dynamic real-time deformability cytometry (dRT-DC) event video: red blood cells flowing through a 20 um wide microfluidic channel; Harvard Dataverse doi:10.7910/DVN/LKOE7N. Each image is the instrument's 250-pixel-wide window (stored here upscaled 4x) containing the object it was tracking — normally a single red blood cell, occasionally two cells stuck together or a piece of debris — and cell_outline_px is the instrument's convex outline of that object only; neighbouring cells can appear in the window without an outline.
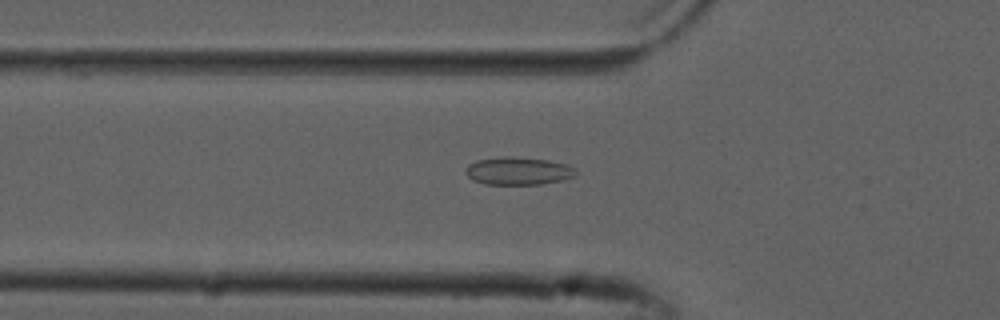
{"species": "common noctule bat (a hibernating species)", "species_latin": "Nyctalus noctula", "temperature_condition": "cold", "stored_images_in_passage": 42, "camera_frame_rate_fps": 3000, "um_per_image_px": 0.085, "animal": {"sex": "male", "forearm_length_mm": 52.5}, "frame": {"image": 1, "passage_image": 7, "time_ms": 2.0, "image_size_px": [1000, 320], "cell_outline_px": [[576, 176], [560, 180], [540, 184], [484, 184], [472, 180], [464, 172], [468, 164], [476, 160], [500, 156], [512, 156], [548, 160], [568, 164], [576, 168]], "centroid_in_image_um": [44.03, 14.52], "position_along_channel_um": 81.8, "area_um2": 18.03}}
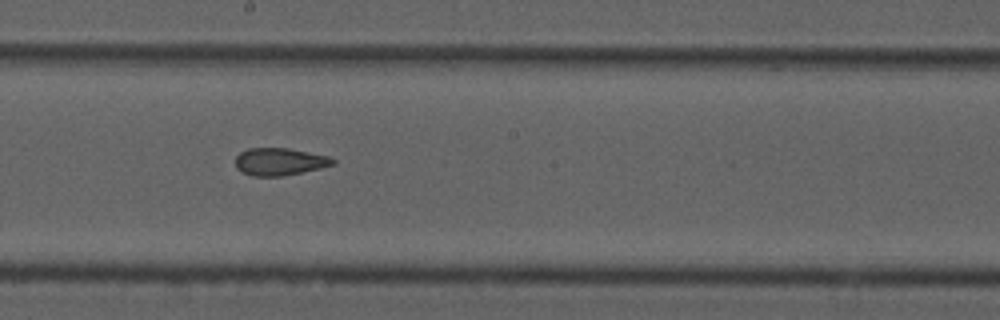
{"frame": {"image": 2, "passage_image": 18, "time_ms": 5.667, "image_size_px": [1000, 320], "cell_outline_px": [[336, 164], [320, 168], [280, 176], [252, 176], [240, 172], [236, 168], [236, 156], [240, 152], [248, 148], [288, 148], [328, 156], [336, 160]], "centroid_in_image_um": [23.74, 13.74], "position_along_channel_um": 224.5, "area_um2": 15.55}}
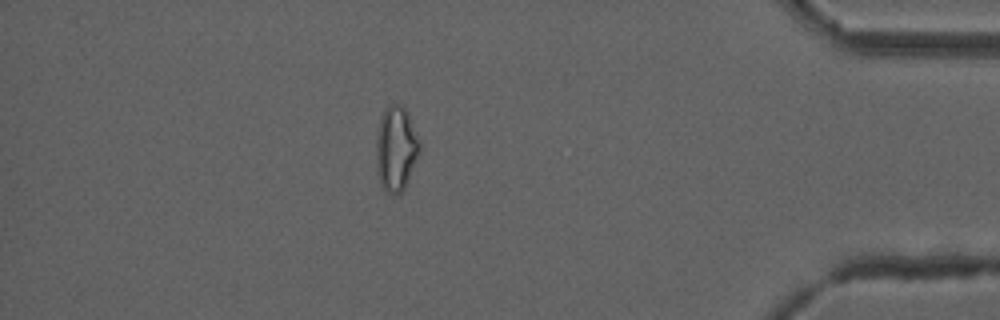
{"frame": {"image": 3, "passage_image": 35, "time_ms": 11.333, "image_size_px": [1000, 320], "cell_outline_px": [[420, 152], [404, 188], [396, 196], [392, 196], [384, 192], [380, 188], [376, 172], [376, 136], [380, 116], [384, 108], [388, 104], [400, 104], [408, 112], [420, 144]], "centroid_in_image_um": [33.62, 12.67], "position_along_channel_um": 401.6, "area_um2": 22.02}, "authors_computed_cell_mechanics": {"area_um2": 16.9643, "velocity_mm_per_s": 3.8656, "shape_relaxation_time_tau1_ms": null, "shape_relaxation_time_tau2_ms": 2.1387, "deformation_change_tau1": null, "deformation_change_tau2": 0.0795}}